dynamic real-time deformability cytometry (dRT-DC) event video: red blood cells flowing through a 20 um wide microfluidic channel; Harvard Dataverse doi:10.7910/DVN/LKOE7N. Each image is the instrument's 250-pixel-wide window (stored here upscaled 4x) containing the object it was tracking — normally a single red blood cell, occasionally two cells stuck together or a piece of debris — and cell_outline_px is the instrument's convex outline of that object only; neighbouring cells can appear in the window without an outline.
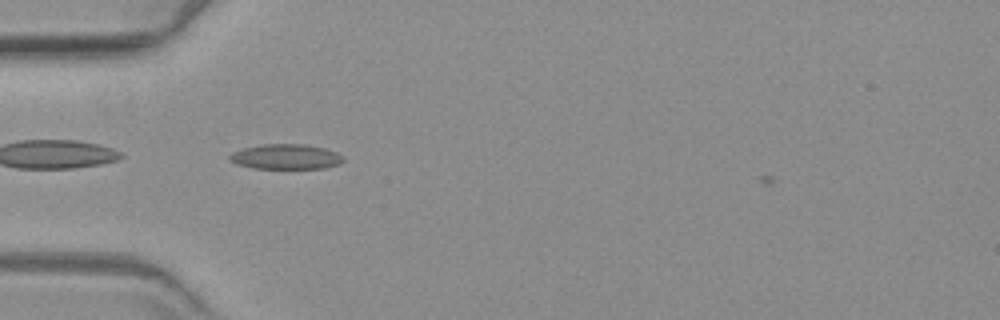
{"species": "common noctule bat (a hibernating species)", "species_latin": "Nyctalus noctula", "temperature_condition": "warm", "stored_images_in_passage": 38, "camera_frame_rate_fps": 3000, "um_per_image_px": 0.085, "animal": {"sex": "female", "body_mass_g": 19.3, "forearm_length_mm": 54.1}, "frame": {"image": 1, "passage_image": 1, "time_ms": 0.0, "image_size_px": [1000, 320], "cell_outline_px": [[344, 160], [336, 164], [324, 168], [252, 168], [236, 164], [228, 160], [228, 156], [232, 152], [244, 148], [264, 144], [304, 144], [324, 148], [336, 152], [344, 156]], "centroid_in_image_um": [24.26, 13.32], "position_along_channel_um": 60.7, "area_um2": 16.53}}
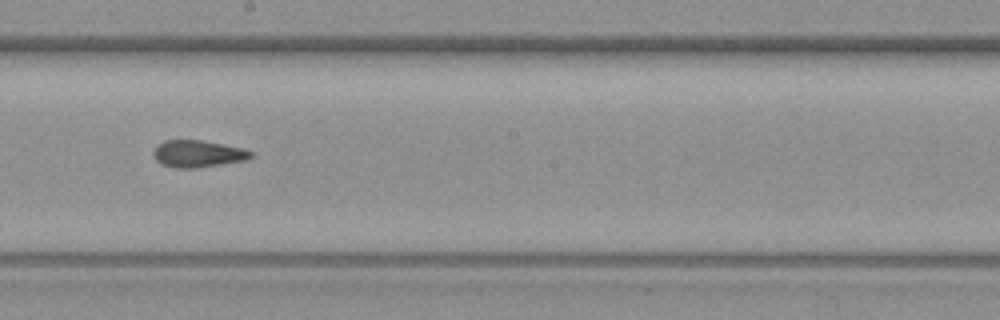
{"frame": {"image": 2, "passage_image": 16, "time_ms": 5.0, "image_size_px": [1000, 320], "cell_outline_px": [[252, 156], [248, 160], [196, 168], [176, 168], [160, 164], [156, 160], [152, 152], [156, 144], [164, 140], [200, 140], [244, 148], [252, 152]], "centroid_in_image_um": [16.79, 13.07], "position_along_channel_um": 231.4, "area_um2": 15.49}}
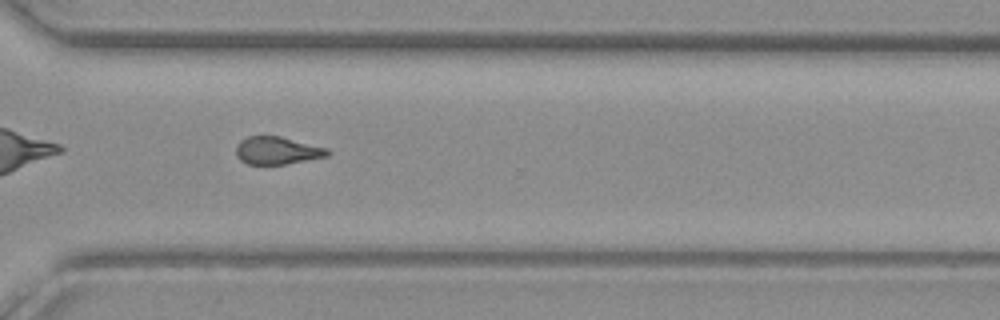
{"frame": {"image": 3, "passage_image": 26, "time_ms": 8.333, "image_size_px": [1000, 320], "cell_outline_px": [[332, 152], [328, 156], [284, 164], [248, 164], [240, 160], [236, 156], [236, 144], [240, 140], [248, 136], [280, 136], [328, 148]], "centroid_in_image_um": [23.55, 12.79], "position_along_channel_um": 347.0, "area_um2": 14.8}}